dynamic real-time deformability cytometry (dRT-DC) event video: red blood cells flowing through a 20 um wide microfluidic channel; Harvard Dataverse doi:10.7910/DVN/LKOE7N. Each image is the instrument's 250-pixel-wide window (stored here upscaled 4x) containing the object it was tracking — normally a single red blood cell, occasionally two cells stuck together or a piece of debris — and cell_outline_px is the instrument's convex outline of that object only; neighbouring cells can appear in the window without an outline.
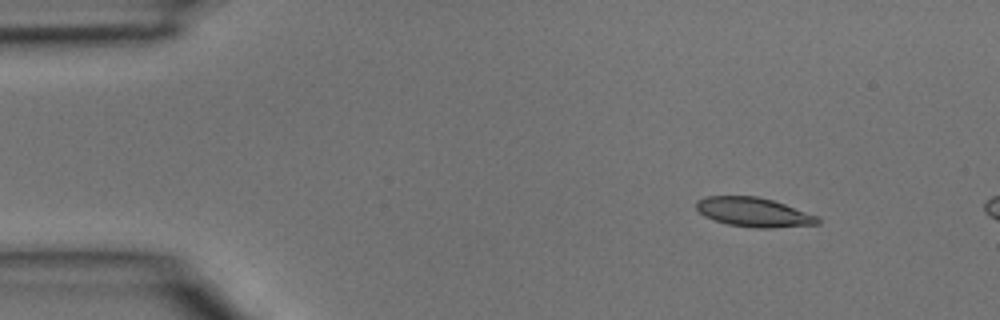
{"species": "common noctule bat (a hibernating species)", "species_latin": "Nyctalus noctula", "temperature_condition": "room temperature", "stored_images_in_passage": 3, "camera_frame_rate_fps": 3000, "um_per_image_px": 0.085, "animal": {"sex": "male", "body_mass_g": 15.6}, "frame": {"image": 1, "passage_image": 1, "time_ms": 0.0, "image_size_px": [1000, 320], "cell_outline_px": [[820, 224], [772, 228], [756, 228], [728, 224], [704, 216], [696, 208], [696, 200], [708, 196], [756, 196], [772, 200], [784, 204], [816, 216], [820, 220]], "centroid_in_image_um": [64.04, 18.04], "position_along_channel_um": 21.0, "area_um2": 20.46}}